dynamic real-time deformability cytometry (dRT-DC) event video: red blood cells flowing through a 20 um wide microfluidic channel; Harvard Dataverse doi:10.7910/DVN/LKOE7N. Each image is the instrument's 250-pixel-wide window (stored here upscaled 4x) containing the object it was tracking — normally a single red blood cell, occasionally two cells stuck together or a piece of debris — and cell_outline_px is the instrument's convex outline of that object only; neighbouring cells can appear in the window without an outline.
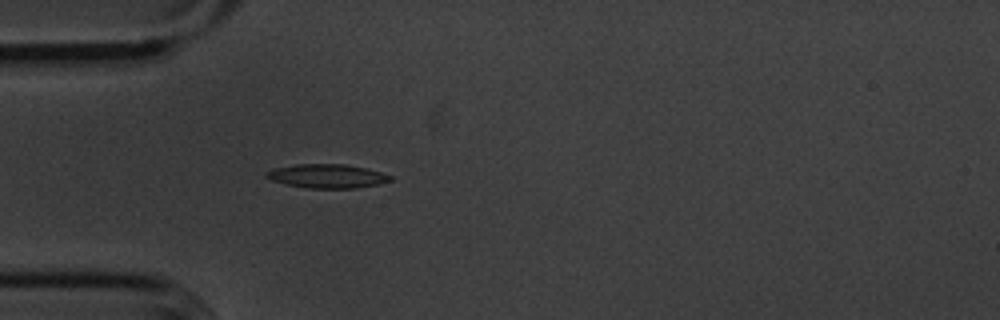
{"species": "common noctule bat (a hibernating species)", "species_latin": "Nyctalus noctula", "temperature_condition": "cold", "stored_images_in_passage": 46, "camera_frame_rate_fps": 3000, "um_per_image_px": 0.085, "animal": {"sex": "male", "body_mass_g": 20.1, "forearm_length_mm": 53.5}, "frame": {"image": 1, "passage_image": 7, "time_ms": 2.0, "image_size_px": [1000, 320], "cell_outline_px": [[392, 180], [376, 184], [356, 188], [308, 188], [284, 184], [272, 180], [264, 176], [264, 172], [276, 168], [296, 164], [344, 164], [364, 168], [380, 172], [392, 176]], "centroid_in_image_um": [27.76, 14.97], "position_along_channel_um": 57.2, "area_um2": 17.11}}
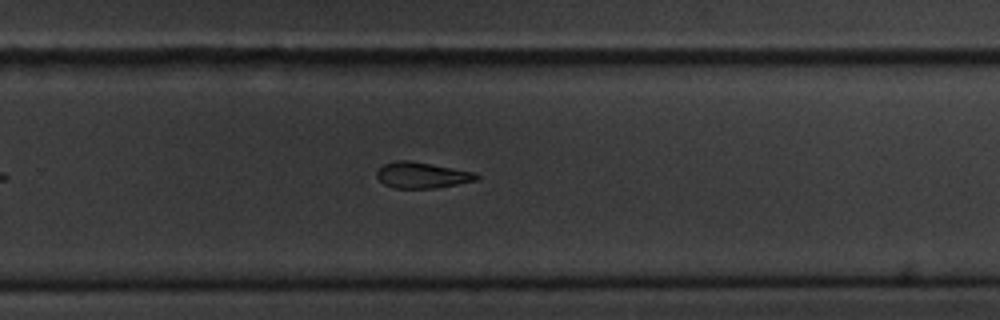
{"frame": {"image": 2, "passage_image": 27, "time_ms": 8.667, "image_size_px": [1000, 320], "cell_outline_px": [[480, 176], [476, 180], [436, 188], [392, 188], [384, 184], [376, 176], [376, 172], [384, 164], [396, 160], [408, 160], [476, 172]], "centroid_in_image_um": [35.86, 14.89], "position_along_channel_um": 293.9, "area_um2": 15.03}}
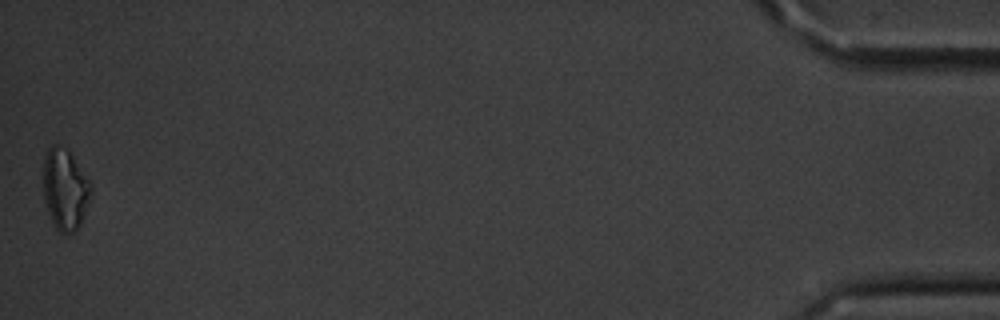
{"frame": {"image": 3, "passage_image": 46, "time_ms": 15.0, "image_size_px": [1000, 320], "cell_outline_px": [[92, 192], [88, 204], [80, 224], [72, 232], [60, 232], [56, 228], [52, 220], [44, 200], [44, 156], [48, 148], [52, 144], [56, 144], [64, 148], [68, 152], [92, 184]], "centroid_in_image_um": [5.53, 16.08], "position_along_channel_um": 429.7, "area_um2": 21.96}, "authors_computed_cell_mechanics": {"area_um2": 16.5308, "velocity_mm_per_s": 3.6098, "shape_relaxation_time_tau1_ms": 3.543, "shape_relaxation_time_tau2_ms": 7.2978, "deformation_change_tau1": 0.0969, "deformation_change_tau2": 0.1602}}